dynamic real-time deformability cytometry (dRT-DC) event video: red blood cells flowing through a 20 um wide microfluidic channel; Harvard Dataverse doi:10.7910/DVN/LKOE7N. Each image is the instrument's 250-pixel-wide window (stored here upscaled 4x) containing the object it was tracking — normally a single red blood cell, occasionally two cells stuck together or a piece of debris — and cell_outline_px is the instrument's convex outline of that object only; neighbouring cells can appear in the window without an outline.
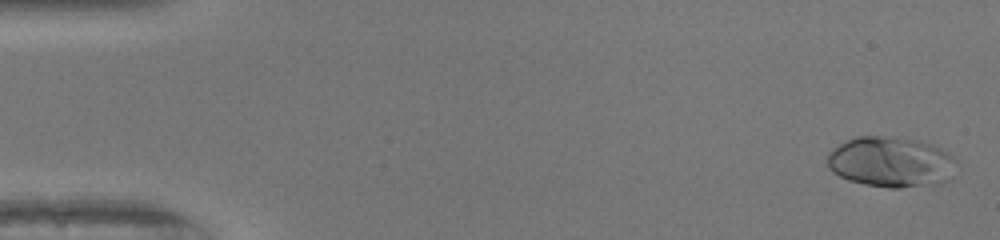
{"species": "human", "species_latin": "Homo sapiens", "temperature_condition": "warm", "stored_images_in_passage": 51, "camera_frame_rate_fps": 3000, "um_per_image_px": 0.085, "donor": {"sex": "female"}, "frame": {"image": 1, "passage_image": 2, "time_ms": 0.333, "image_size_px": [1000, 240], "cell_outline_px": [[956, 160], [948, 180], [940, 184], [900, 188], [888, 188], [864, 184], [848, 180], [832, 172], [828, 168], [828, 152], [840, 144], [856, 136], [880, 136], [920, 140], [940, 148], [952, 156]], "centroid_in_image_um": [75.71, 13.78], "position_along_channel_um": 9.3, "area_um2": 37.92}}
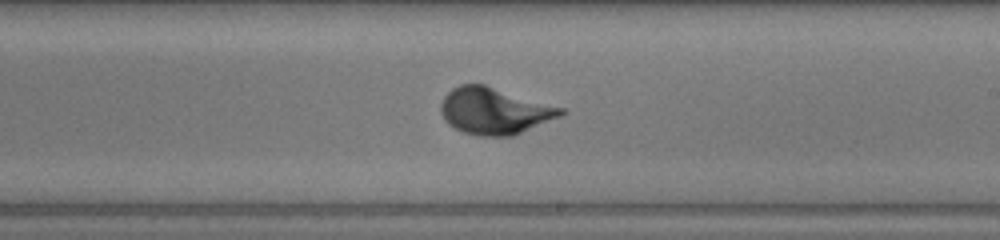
{"frame": {"image": 2, "passage_image": 30, "time_ms": 9.667, "image_size_px": [1000, 240], "cell_outline_px": [[568, 112], [560, 116], [512, 136], [480, 136], [464, 132], [448, 124], [444, 120], [440, 112], [440, 104], [444, 96], [452, 88], [460, 84], [484, 84], [564, 108]], "centroid_in_image_um": [42.0, 9.42], "position_along_channel_um": 247.0, "area_um2": 32.48}}
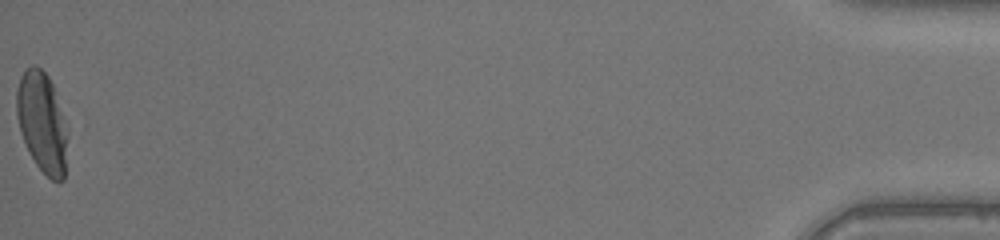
{"frame": {"image": 3, "passage_image": 51, "time_ms": 16.667, "image_size_px": [1000, 240], "cell_outline_px": [[68, 136], [64, 180], [52, 180], [36, 164], [28, 152], [20, 132], [16, 116], [16, 92], [20, 76], [32, 64], [36, 64], [48, 76], [52, 84]], "centroid_in_image_um": [3.55, 10.4], "position_along_channel_um": 431.7, "area_um2": 29.54}}